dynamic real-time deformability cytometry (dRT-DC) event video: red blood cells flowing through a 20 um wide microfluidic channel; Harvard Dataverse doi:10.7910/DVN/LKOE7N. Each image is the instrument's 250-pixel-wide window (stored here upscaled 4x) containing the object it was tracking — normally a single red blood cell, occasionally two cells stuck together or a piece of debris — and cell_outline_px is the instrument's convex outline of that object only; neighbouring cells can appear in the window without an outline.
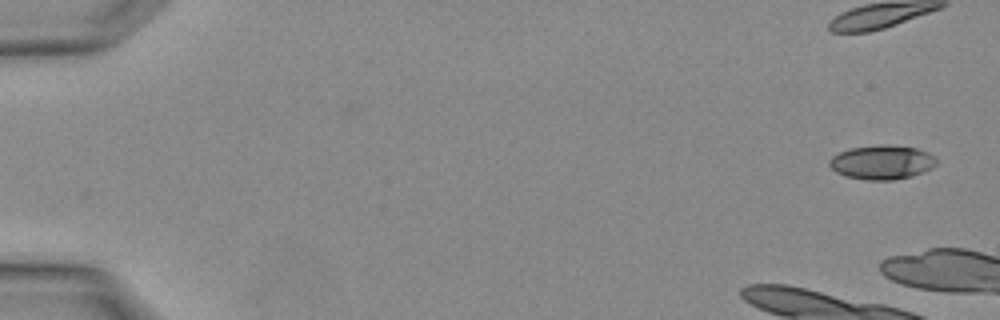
{"species": "Egyptian fruit bat (a non-hibernating species)", "species_latin": "Rousettus aegyptiacus", "temperature_condition": "warm", "stored_images_in_passage": 4, "camera_frame_rate_fps": 3000, "um_per_image_px": 0.085, "animal": {"sex": "female"}, "frame": {"image": 1, "passage_image": 1, "time_ms": 0.0, "image_size_px": [1000, 320], "cell_outline_px": [[936, 164], [932, 168], [924, 172], [912, 176], [892, 180], [868, 180], [844, 176], [836, 172], [828, 164], [828, 160], [832, 156], [840, 152], [852, 148], [880, 144], [888, 144], [916, 148], [928, 152], [936, 156]], "centroid_in_image_um": [74.98, 13.79], "position_along_channel_um": 10.0, "area_um2": 21.5}}